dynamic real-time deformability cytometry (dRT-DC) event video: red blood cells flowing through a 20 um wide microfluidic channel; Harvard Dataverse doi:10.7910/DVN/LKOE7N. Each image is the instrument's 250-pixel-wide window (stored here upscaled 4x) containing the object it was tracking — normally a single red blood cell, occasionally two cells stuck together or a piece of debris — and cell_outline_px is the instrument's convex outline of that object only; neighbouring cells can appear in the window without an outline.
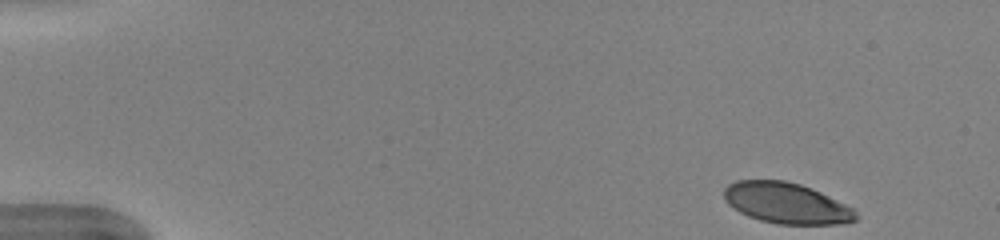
{"species": "human", "species_latin": "Homo sapiens", "temperature_condition": "warm", "stored_images_in_passage": 41, "camera_frame_rate_fps": 3000, "um_per_image_px": 0.085, "donor": {"sex": "female"}, "frame": {"image": 1, "passage_image": 1, "time_ms": 0.0, "image_size_px": [1000, 240], "cell_outline_px": [[860, 216], [856, 220], [848, 224], [780, 224], [760, 220], [748, 216], [740, 212], [728, 204], [724, 200], [724, 188], [728, 184], [736, 180], [784, 180], [800, 184], [812, 188], [852, 208]], "centroid_in_image_um": [66.84, 17.27], "position_along_channel_um": 18.2, "area_um2": 31.44}}
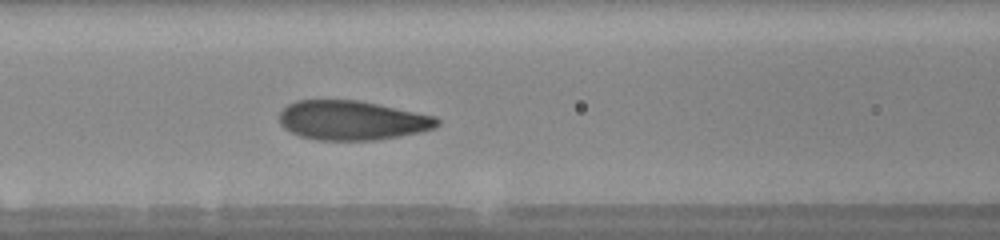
{"frame": {"image": 2, "passage_image": 19, "time_ms": 6.0, "image_size_px": [1000, 240], "cell_outline_px": [[440, 124], [436, 128], [420, 132], [400, 136], [376, 140], [316, 140], [300, 136], [284, 128], [280, 124], [280, 112], [288, 104], [296, 100], [356, 100], [436, 116], [440, 120]], "centroid_in_image_um": [29.93, 10.24], "position_along_channel_um": 136.7, "area_um2": 36.18}}
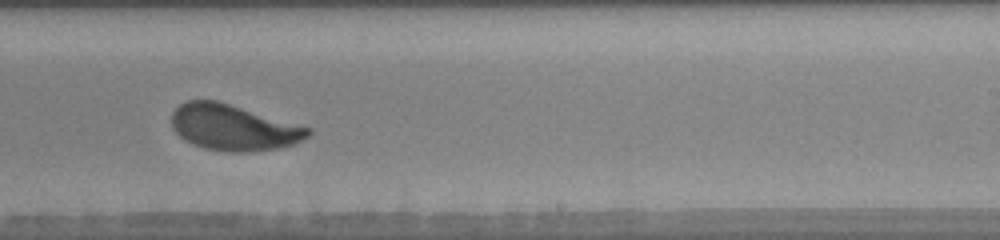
{"frame": {"image": 3, "passage_image": 29, "time_ms": 9.333, "image_size_px": [1000, 240], "cell_outline_px": [[312, 132], [308, 136], [292, 144], [280, 148], [244, 152], [228, 152], [204, 148], [192, 144], [184, 140], [172, 128], [172, 112], [180, 104], [188, 100], [216, 100], [312, 128]], "centroid_in_image_um": [19.82, 10.84], "position_along_channel_um": 269.2, "area_um2": 36.36}, "authors_computed_cell_mechanics": {"area_um2": 35.9516, "velocity_mm_per_s": 3.9861, "shape_relaxation_time_tau1_ms": 2.6859, "shape_relaxation_time_tau2_ms": null, "deformation_change_tau1": 0.1511, "deformation_change_tau2": null}}